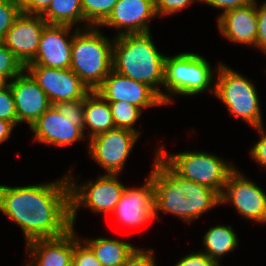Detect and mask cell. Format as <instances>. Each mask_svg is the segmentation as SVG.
<instances>
[{
	"instance_id": "6da1fadb",
	"label": "cell",
	"mask_w": 266,
	"mask_h": 266,
	"mask_svg": "<svg viewBox=\"0 0 266 266\" xmlns=\"http://www.w3.org/2000/svg\"><path fill=\"white\" fill-rule=\"evenodd\" d=\"M0 212L20 227L26 243L64 235L73 228L67 174L43 184H0Z\"/></svg>"
},
{
	"instance_id": "7a4b0ae2",
	"label": "cell",
	"mask_w": 266,
	"mask_h": 266,
	"mask_svg": "<svg viewBox=\"0 0 266 266\" xmlns=\"http://www.w3.org/2000/svg\"><path fill=\"white\" fill-rule=\"evenodd\" d=\"M148 176L155 187L154 217L159 212L173 214L186 224L195 221L212 208L221 206L220 195L206 186L184 179L175 173L156 153Z\"/></svg>"
},
{
	"instance_id": "3957f363",
	"label": "cell",
	"mask_w": 266,
	"mask_h": 266,
	"mask_svg": "<svg viewBox=\"0 0 266 266\" xmlns=\"http://www.w3.org/2000/svg\"><path fill=\"white\" fill-rule=\"evenodd\" d=\"M165 56L154 44L151 32L119 35L114 37L112 70L149 85L163 100Z\"/></svg>"
},
{
	"instance_id": "277c9868",
	"label": "cell",
	"mask_w": 266,
	"mask_h": 266,
	"mask_svg": "<svg viewBox=\"0 0 266 266\" xmlns=\"http://www.w3.org/2000/svg\"><path fill=\"white\" fill-rule=\"evenodd\" d=\"M212 68L208 60L194 52H183L174 56H165L163 102L172 104L174 97H193L204 91L215 93V78L218 70ZM212 84V85H211ZM173 98V99H172Z\"/></svg>"
},
{
	"instance_id": "5b68a950",
	"label": "cell",
	"mask_w": 266,
	"mask_h": 266,
	"mask_svg": "<svg viewBox=\"0 0 266 266\" xmlns=\"http://www.w3.org/2000/svg\"><path fill=\"white\" fill-rule=\"evenodd\" d=\"M100 29H79L72 40L70 69L90 90H96L112 71L114 36L110 39Z\"/></svg>"
},
{
	"instance_id": "8992f818",
	"label": "cell",
	"mask_w": 266,
	"mask_h": 266,
	"mask_svg": "<svg viewBox=\"0 0 266 266\" xmlns=\"http://www.w3.org/2000/svg\"><path fill=\"white\" fill-rule=\"evenodd\" d=\"M83 107L84 100L53 103L29 128L34 142L59 148L84 141Z\"/></svg>"
},
{
	"instance_id": "52a82bcc",
	"label": "cell",
	"mask_w": 266,
	"mask_h": 266,
	"mask_svg": "<svg viewBox=\"0 0 266 266\" xmlns=\"http://www.w3.org/2000/svg\"><path fill=\"white\" fill-rule=\"evenodd\" d=\"M163 145L155 153L179 176L216 191L220 196L228 175L236 168L230 161L205 151L167 153Z\"/></svg>"
},
{
	"instance_id": "ba28073f",
	"label": "cell",
	"mask_w": 266,
	"mask_h": 266,
	"mask_svg": "<svg viewBox=\"0 0 266 266\" xmlns=\"http://www.w3.org/2000/svg\"><path fill=\"white\" fill-rule=\"evenodd\" d=\"M214 95L226 106L230 116L245 121L253 129L264 125L256 85L222 62L216 73Z\"/></svg>"
},
{
	"instance_id": "9c48e42d",
	"label": "cell",
	"mask_w": 266,
	"mask_h": 266,
	"mask_svg": "<svg viewBox=\"0 0 266 266\" xmlns=\"http://www.w3.org/2000/svg\"><path fill=\"white\" fill-rule=\"evenodd\" d=\"M72 173V168L66 173L70 186L72 227L75 228L77 213L82 206L97 215L112 214L126 186L119 180V174L102 173L95 181L88 179L79 184Z\"/></svg>"
},
{
	"instance_id": "30bf717a",
	"label": "cell",
	"mask_w": 266,
	"mask_h": 266,
	"mask_svg": "<svg viewBox=\"0 0 266 266\" xmlns=\"http://www.w3.org/2000/svg\"><path fill=\"white\" fill-rule=\"evenodd\" d=\"M239 168L229 175L220 196L221 205L231 204L243 218L256 224H266V192Z\"/></svg>"
},
{
	"instance_id": "8fae6325",
	"label": "cell",
	"mask_w": 266,
	"mask_h": 266,
	"mask_svg": "<svg viewBox=\"0 0 266 266\" xmlns=\"http://www.w3.org/2000/svg\"><path fill=\"white\" fill-rule=\"evenodd\" d=\"M140 136L130 130L114 128L98 134L87 143V152L105 174H119Z\"/></svg>"
},
{
	"instance_id": "7c38bea8",
	"label": "cell",
	"mask_w": 266,
	"mask_h": 266,
	"mask_svg": "<svg viewBox=\"0 0 266 266\" xmlns=\"http://www.w3.org/2000/svg\"><path fill=\"white\" fill-rule=\"evenodd\" d=\"M25 70L46 93L52 104L59 101L84 100L91 91L70 68L26 65Z\"/></svg>"
},
{
	"instance_id": "4fadbf2b",
	"label": "cell",
	"mask_w": 266,
	"mask_h": 266,
	"mask_svg": "<svg viewBox=\"0 0 266 266\" xmlns=\"http://www.w3.org/2000/svg\"><path fill=\"white\" fill-rule=\"evenodd\" d=\"M140 187L125 186L112 215L125 227L138 228L155 219V187L152 179L146 176Z\"/></svg>"
},
{
	"instance_id": "5bb4252c",
	"label": "cell",
	"mask_w": 266,
	"mask_h": 266,
	"mask_svg": "<svg viewBox=\"0 0 266 266\" xmlns=\"http://www.w3.org/2000/svg\"><path fill=\"white\" fill-rule=\"evenodd\" d=\"M95 91L108 102H127L139 107L142 111L150 107L166 106L152 87L122 76L114 70Z\"/></svg>"
},
{
	"instance_id": "9a60e30c",
	"label": "cell",
	"mask_w": 266,
	"mask_h": 266,
	"mask_svg": "<svg viewBox=\"0 0 266 266\" xmlns=\"http://www.w3.org/2000/svg\"><path fill=\"white\" fill-rule=\"evenodd\" d=\"M72 28L74 27L70 25L47 24L42 32L36 57L27 65L69 69L72 40L80 29Z\"/></svg>"
},
{
	"instance_id": "2e32d148",
	"label": "cell",
	"mask_w": 266,
	"mask_h": 266,
	"mask_svg": "<svg viewBox=\"0 0 266 266\" xmlns=\"http://www.w3.org/2000/svg\"><path fill=\"white\" fill-rule=\"evenodd\" d=\"M158 17L154 0H119L109 16L98 26L115 28L116 35L150 32V22Z\"/></svg>"
},
{
	"instance_id": "e0dca14e",
	"label": "cell",
	"mask_w": 266,
	"mask_h": 266,
	"mask_svg": "<svg viewBox=\"0 0 266 266\" xmlns=\"http://www.w3.org/2000/svg\"><path fill=\"white\" fill-rule=\"evenodd\" d=\"M47 24L40 15L21 12L2 42L26 66L36 57L41 35Z\"/></svg>"
},
{
	"instance_id": "ac0fdd59",
	"label": "cell",
	"mask_w": 266,
	"mask_h": 266,
	"mask_svg": "<svg viewBox=\"0 0 266 266\" xmlns=\"http://www.w3.org/2000/svg\"><path fill=\"white\" fill-rule=\"evenodd\" d=\"M9 85L14 97L17 126L27 123L30 128L52 103L26 70L9 82Z\"/></svg>"
},
{
	"instance_id": "d6986e66",
	"label": "cell",
	"mask_w": 266,
	"mask_h": 266,
	"mask_svg": "<svg viewBox=\"0 0 266 266\" xmlns=\"http://www.w3.org/2000/svg\"><path fill=\"white\" fill-rule=\"evenodd\" d=\"M257 0L218 14L217 29L233 44L255 46L257 38Z\"/></svg>"
},
{
	"instance_id": "ffe728a7",
	"label": "cell",
	"mask_w": 266,
	"mask_h": 266,
	"mask_svg": "<svg viewBox=\"0 0 266 266\" xmlns=\"http://www.w3.org/2000/svg\"><path fill=\"white\" fill-rule=\"evenodd\" d=\"M25 247L28 266H72L74 228L56 238L32 240Z\"/></svg>"
},
{
	"instance_id": "44dd1931",
	"label": "cell",
	"mask_w": 266,
	"mask_h": 266,
	"mask_svg": "<svg viewBox=\"0 0 266 266\" xmlns=\"http://www.w3.org/2000/svg\"><path fill=\"white\" fill-rule=\"evenodd\" d=\"M83 111L86 139L115 128L109 102L95 90H91L85 97ZM87 128L89 131L85 132Z\"/></svg>"
},
{
	"instance_id": "7402d4cb",
	"label": "cell",
	"mask_w": 266,
	"mask_h": 266,
	"mask_svg": "<svg viewBox=\"0 0 266 266\" xmlns=\"http://www.w3.org/2000/svg\"><path fill=\"white\" fill-rule=\"evenodd\" d=\"M102 266H123L128 256L137 247L129 242L107 237L83 238Z\"/></svg>"
},
{
	"instance_id": "603a6c76",
	"label": "cell",
	"mask_w": 266,
	"mask_h": 266,
	"mask_svg": "<svg viewBox=\"0 0 266 266\" xmlns=\"http://www.w3.org/2000/svg\"><path fill=\"white\" fill-rule=\"evenodd\" d=\"M202 239L204 249L201 251L219 265L222 262L220 261L221 258L233 252L239 246L238 236L231 225L211 226L204 233Z\"/></svg>"
},
{
	"instance_id": "cb8c5ba5",
	"label": "cell",
	"mask_w": 266,
	"mask_h": 266,
	"mask_svg": "<svg viewBox=\"0 0 266 266\" xmlns=\"http://www.w3.org/2000/svg\"><path fill=\"white\" fill-rule=\"evenodd\" d=\"M42 18L48 24L70 25L76 28L91 27L84 19L81 0H52ZM81 23L83 26H77Z\"/></svg>"
},
{
	"instance_id": "d4e9b609",
	"label": "cell",
	"mask_w": 266,
	"mask_h": 266,
	"mask_svg": "<svg viewBox=\"0 0 266 266\" xmlns=\"http://www.w3.org/2000/svg\"><path fill=\"white\" fill-rule=\"evenodd\" d=\"M115 128L130 130L141 136L142 132L135 128L136 122L141 118L143 111L130 103L123 101L109 102Z\"/></svg>"
},
{
	"instance_id": "484cf974",
	"label": "cell",
	"mask_w": 266,
	"mask_h": 266,
	"mask_svg": "<svg viewBox=\"0 0 266 266\" xmlns=\"http://www.w3.org/2000/svg\"><path fill=\"white\" fill-rule=\"evenodd\" d=\"M119 0H81L85 21L98 27L111 13Z\"/></svg>"
},
{
	"instance_id": "4316f807",
	"label": "cell",
	"mask_w": 266,
	"mask_h": 266,
	"mask_svg": "<svg viewBox=\"0 0 266 266\" xmlns=\"http://www.w3.org/2000/svg\"><path fill=\"white\" fill-rule=\"evenodd\" d=\"M25 70V66L20 60L0 41V75L9 82L20 75Z\"/></svg>"
},
{
	"instance_id": "83f0119b",
	"label": "cell",
	"mask_w": 266,
	"mask_h": 266,
	"mask_svg": "<svg viewBox=\"0 0 266 266\" xmlns=\"http://www.w3.org/2000/svg\"><path fill=\"white\" fill-rule=\"evenodd\" d=\"M20 14L19 0H0V41H3L8 30Z\"/></svg>"
},
{
	"instance_id": "f1b7e54d",
	"label": "cell",
	"mask_w": 266,
	"mask_h": 266,
	"mask_svg": "<svg viewBox=\"0 0 266 266\" xmlns=\"http://www.w3.org/2000/svg\"><path fill=\"white\" fill-rule=\"evenodd\" d=\"M74 228L72 266H102L92 250L81 240Z\"/></svg>"
},
{
	"instance_id": "f546056e",
	"label": "cell",
	"mask_w": 266,
	"mask_h": 266,
	"mask_svg": "<svg viewBox=\"0 0 266 266\" xmlns=\"http://www.w3.org/2000/svg\"><path fill=\"white\" fill-rule=\"evenodd\" d=\"M0 119L11 122L15 127L17 126L14 97L9 84L5 88L0 89Z\"/></svg>"
},
{
	"instance_id": "4dcf8cb0",
	"label": "cell",
	"mask_w": 266,
	"mask_h": 266,
	"mask_svg": "<svg viewBox=\"0 0 266 266\" xmlns=\"http://www.w3.org/2000/svg\"><path fill=\"white\" fill-rule=\"evenodd\" d=\"M195 2L201 3V0H154V5L157 16L162 18L183 11Z\"/></svg>"
},
{
	"instance_id": "1f68e13d",
	"label": "cell",
	"mask_w": 266,
	"mask_h": 266,
	"mask_svg": "<svg viewBox=\"0 0 266 266\" xmlns=\"http://www.w3.org/2000/svg\"><path fill=\"white\" fill-rule=\"evenodd\" d=\"M155 250L136 247L128 256L123 266H157Z\"/></svg>"
},
{
	"instance_id": "d6a6232c",
	"label": "cell",
	"mask_w": 266,
	"mask_h": 266,
	"mask_svg": "<svg viewBox=\"0 0 266 266\" xmlns=\"http://www.w3.org/2000/svg\"><path fill=\"white\" fill-rule=\"evenodd\" d=\"M253 130L259 133V140L253 144L249 152L250 158L266 170V129L264 126L254 128Z\"/></svg>"
},
{
	"instance_id": "836d02e7",
	"label": "cell",
	"mask_w": 266,
	"mask_h": 266,
	"mask_svg": "<svg viewBox=\"0 0 266 266\" xmlns=\"http://www.w3.org/2000/svg\"><path fill=\"white\" fill-rule=\"evenodd\" d=\"M257 38L253 48L260 49L266 54V1L257 3Z\"/></svg>"
},
{
	"instance_id": "e575fe53",
	"label": "cell",
	"mask_w": 266,
	"mask_h": 266,
	"mask_svg": "<svg viewBox=\"0 0 266 266\" xmlns=\"http://www.w3.org/2000/svg\"><path fill=\"white\" fill-rule=\"evenodd\" d=\"M173 266H219V264L199 250L188 253Z\"/></svg>"
},
{
	"instance_id": "d590c367",
	"label": "cell",
	"mask_w": 266,
	"mask_h": 266,
	"mask_svg": "<svg viewBox=\"0 0 266 266\" xmlns=\"http://www.w3.org/2000/svg\"><path fill=\"white\" fill-rule=\"evenodd\" d=\"M52 0H19L21 12L42 16L49 8Z\"/></svg>"
},
{
	"instance_id": "8d00e7d4",
	"label": "cell",
	"mask_w": 266,
	"mask_h": 266,
	"mask_svg": "<svg viewBox=\"0 0 266 266\" xmlns=\"http://www.w3.org/2000/svg\"><path fill=\"white\" fill-rule=\"evenodd\" d=\"M255 0H201V3H205L211 8L221 9L220 14L230 9L246 6Z\"/></svg>"
},
{
	"instance_id": "74e56055",
	"label": "cell",
	"mask_w": 266,
	"mask_h": 266,
	"mask_svg": "<svg viewBox=\"0 0 266 266\" xmlns=\"http://www.w3.org/2000/svg\"><path fill=\"white\" fill-rule=\"evenodd\" d=\"M15 128L11 122L0 119V144L11 138V134Z\"/></svg>"
},
{
	"instance_id": "f35d334b",
	"label": "cell",
	"mask_w": 266,
	"mask_h": 266,
	"mask_svg": "<svg viewBox=\"0 0 266 266\" xmlns=\"http://www.w3.org/2000/svg\"><path fill=\"white\" fill-rule=\"evenodd\" d=\"M9 84V81L2 75H0V89L5 88Z\"/></svg>"
}]
</instances>
